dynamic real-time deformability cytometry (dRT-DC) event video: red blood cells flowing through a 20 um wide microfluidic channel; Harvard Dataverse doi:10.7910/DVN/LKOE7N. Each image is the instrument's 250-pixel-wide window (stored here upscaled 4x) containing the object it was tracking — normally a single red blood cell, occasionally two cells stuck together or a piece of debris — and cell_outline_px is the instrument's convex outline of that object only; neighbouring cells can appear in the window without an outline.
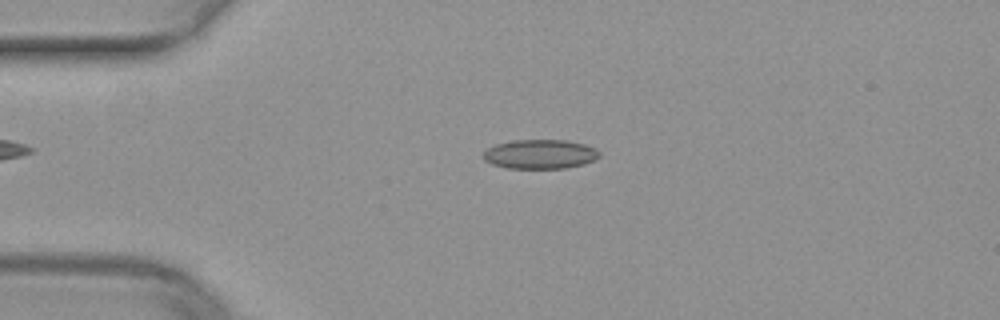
{"species": "common noctule bat (a hibernating species)", "species_latin": "Nyctalus noctula", "temperature_condition": "warm", "stored_images_in_passage": 50, "camera_frame_rate_fps": 3000, "um_per_image_px": 0.085, "animal": {"sex": "female", "body_mass_g": 29.2, "forearm_length_mm": 56.3}, "frame": {"image": 1, "passage_image": 12, "time_ms": 3.667, "image_size_px": [1000, 320], "cell_outline_px": [[600, 156], [584, 164], [568, 168], [508, 168], [492, 164], [484, 160], [484, 152], [488, 148], [496, 144], [512, 140], [568, 140], [584, 144], [596, 148], [600, 152]], "centroid_in_image_um": [45.93, 13.1], "position_along_channel_um": 39.1, "area_um2": 19.83}}
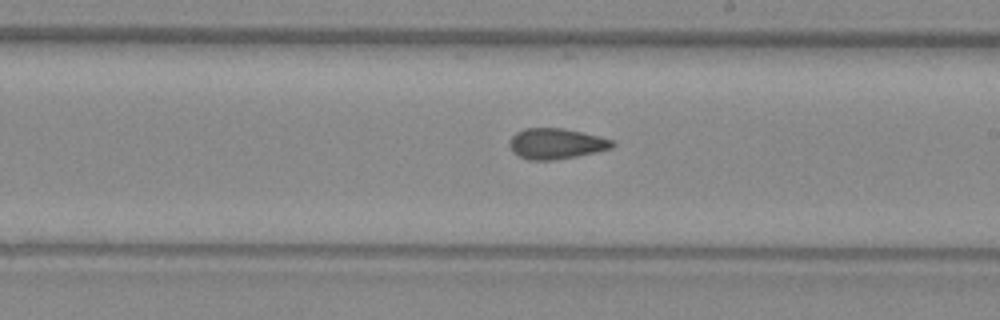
{"frame": {"image": 2, "passage_image": 29, "time_ms": 9.333, "image_size_px": [1000, 320], "cell_outline_px": [[616, 144], [612, 148], [576, 156], [552, 160], [528, 160], [512, 152], [508, 144], [508, 140], [516, 132], [524, 128], [564, 128], [612, 140]], "centroid_in_image_um": [47.21, 12.21], "position_along_channel_um": 241.8, "area_um2": 18.26}}
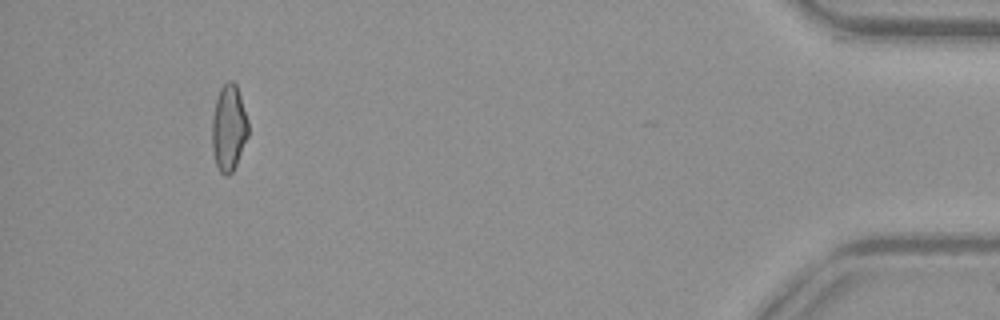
{"frame": {"image": 3, "passage_image": 47, "time_ms": 15.333, "image_size_px": [1000, 320], "cell_outline_px": [[248, 136], [236, 164], [232, 172], [228, 176], [224, 176], [220, 172], [216, 164], [212, 152], [212, 116], [216, 100], [220, 88], [228, 80], [232, 80], [236, 84], [248, 120]], "centroid_in_image_um": [19.43, 10.88], "position_along_channel_um": 415.8, "area_um2": 18.21}}